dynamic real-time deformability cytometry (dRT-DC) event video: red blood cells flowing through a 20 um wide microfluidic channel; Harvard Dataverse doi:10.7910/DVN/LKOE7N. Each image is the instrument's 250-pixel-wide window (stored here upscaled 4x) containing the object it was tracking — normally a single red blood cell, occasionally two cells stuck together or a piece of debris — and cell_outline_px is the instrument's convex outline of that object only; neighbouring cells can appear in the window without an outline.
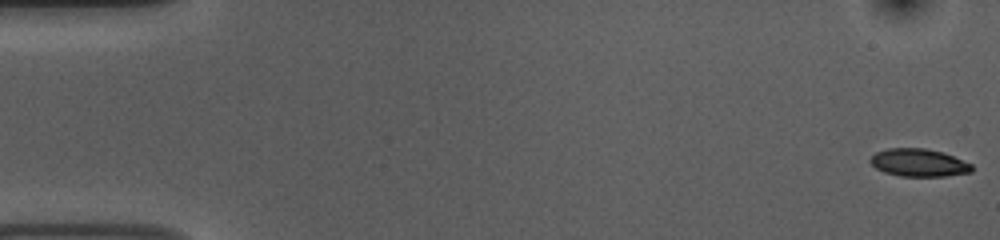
{"species": "common noctule bat (a hibernating species)", "species_latin": "Nyctalus noctula", "temperature_condition": "room temperature", "stored_images_in_passage": 54, "camera_frame_rate_fps": 3000, "um_per_image_px": 0.085, "animal": {"sex": "female", "body_mass_g": 10.0, "forearm_length_mm": 53.1}, "frame": {"image": 1, "passage_image": 1, "time_ms": 0.0, "image_size_px": [1000, 240], "cell_outline_px": [[972, 172], [944, 176], [900, 176], [884, 172], [876, 168], [868, 160], [876, 152], [888, 148], [924, 148], [944, 152], [972, 164]], "centroid_in_image_um": [78.09, 13.82], "position_along_channel_um": 6.9, "area_um2": 16.42}}
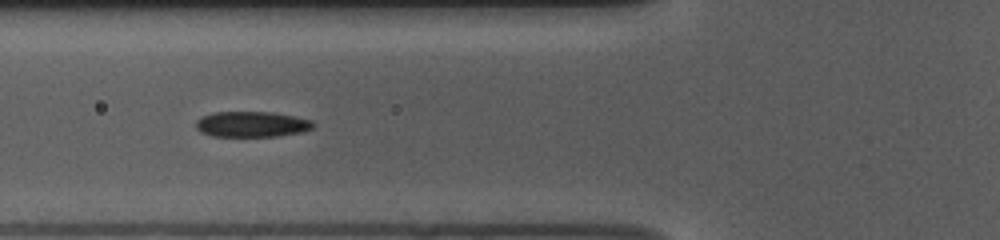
{"frame": {"image": 2, "passage_image": 20, "time_ms": 6.333, "image_size_px": [1000, 240], "cell_outline_px": [[316, 124], [312, 128], [304, 132], [276, 136], [212, 136], [200, 132], [196, 128], [196, 120], [212, 112], [272, 112], [296, 116], [312, 120]], "centroid_in_image_um": [21.43, 10.56], "position_along_channel_um": 104.4, "area_um2": 17.63}}
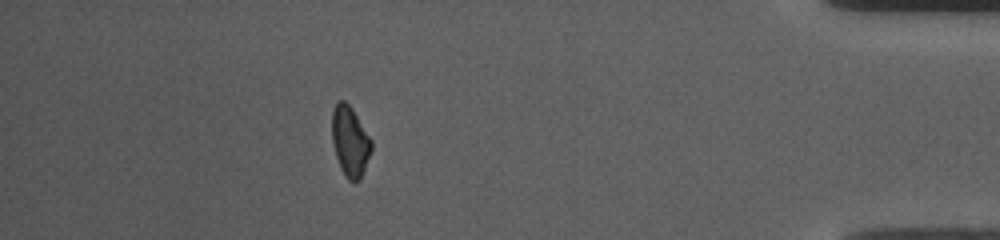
{"frame": {"image": 3, "passage_image": 48, "time_ms": 15.667, "image_size_px": [1000, 240], "cell_outline_px": [[372, 148], [364, 168], [360, 176], [356, 180], [348, 180], [344, 176], [340, 168], [336, 156], [332, 140], [332, 108], [336, 100], [344, 100], [352, 108], [372, 140]], "centroid_in_image_um": [29.73, 11.95], "position_along_channel_um": 405.5, "area_um2": 16.01}, "authors_computed_cell_mechanics": {"area_um2": 17.0221, "velocity_mm_per_s": 3.7323, "shape_relaxation_time_tau1_ms": 4.0328, "shape_relaxation_time_tau2_ms": 6.7113, "deformation_change_tau1": 0.1087, "deformation_change_tau2": 0.1272}}